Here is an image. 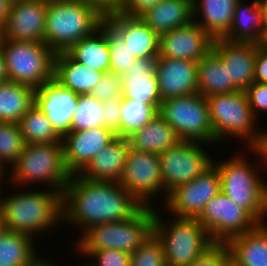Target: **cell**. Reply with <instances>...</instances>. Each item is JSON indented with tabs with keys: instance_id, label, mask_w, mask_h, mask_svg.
Segmentation results:
<instances>
[{
	"instance_id": "1",
	"label": "cell",
	"mask_w": 267,
	"mask_h": 266,
	"mask_svg": "<svg viewBox=\"0 0 267 266\" xmlns=\"http://www.w3.org/2000/svg\"><path fill=\"white\" fill-rule=\"evenodd\" d=\"M143 205L116 182L93 181L72 174L62 193V224L80 228L125 221Z\"/></svg>"
},
{
	"instance_id": "2",
	"label": "cell",
	"mask_w": 267,
	"mask_h": 266,
	"mask_svg": "<svg viewBox=\"0 0 267 266\" xmlns=\"http://www.w3.org/2000/svg\"><path fill=\"white\" fill-rule=\"evenodd\" d=\"M246 150L247 154L252 152L251 155H255L257 160L255 157L247 158L242 151V154L235 153L229 159L222 161L213 159V164L220 174L221 191L246 210L259 224H265L267 223V182L265 177L260 175L263 173L261 169L265 172L263 160L256 148Z\"/></svg>"
},
{
	"instance_id": "3",
	"label": "cell",
	"mask_w": 267,
	"mask_h": 266,
	"mask_svg": "<svg viewBox=\"0 0 267 266\" xmlns=\"http://www.w3.org/2000/svg\"><path fill=\"white\" fill-rule=\"evenodd\" d=\"M12 192L5 197L0 194L6 229L36 237L40 233L62 226V194L45 188ZM3 188H0L2 192ZM29 190V191H28ZM2 195V196H1ZM4 196V197H3ZM60 224V225H59ZM50 229V230H49Z\"/></svg>"
},
{
	"instance_id": "4",
	"label": "cell",
	"mask_w": 267,
	"mask_h": 266,
	"mask_svg": "<svg viewBox=\"0 0 267 266\" xmlns=\"http://www.w3.org/2000/svg\"><path fill=\"white\" fill-rule=\"evenodd\" d=\"M7 172L5 181L11 185L24 188L33 183H46L48 190L61 194L72 176L65 164L62 142L26 144Z\"/></svg>"
},
{
	"instance_id": "5",
	"label": "cell",
	"mask_w": 267,
	"mask_h": 266,
	"mask_svg": "<svg viewBox=\"0 0 267 266\" xmlns=\"http://www.w3.org/2000/svg\"><path fill=\"white\" fill-rule=\"evenodd\" d=\"M154 207L142 206L125 221L96 224L75 239V252L87 257L92 251L115 249L133 253L152 234ZM79 237V238H78Z\"/></svg>"
},
{
	"instance_id": "6",
	"label": "cell",
	"mask_w": 267,
	"mask_h": 266,
	"mask_svg": "<svg viewBox=\"0 0 267 266\" xmlns=\"http://www.w3.org/2000/svg\"><path fill=\"white\" fill-rule=\"evenodd\" d=\"M105 22L93 6L81 0L48 3L44 43L56 54L92 35Z\"/></svg>"
},
{
	"instance_id": "7",
	"label": "cell",
	"mask_w": 267,
	"mask_h": 266,
	"mask_svg": "<svg viewBox=\"0 0 267 266\" xmlns=\"http://www.w3.org/2000/svg\"><path fill=\"white\" fill-rule=\"evenodd\" d=\"M206 100L217 146L228 139L230 142V138L239 139L246 148L259 145L262 131L256 127L258 119L251 111L245 91L215 94L206 97Z\"/></svg>"
},
{
	"instance_id": "8",
	"label": "cell",
	"mask_w": 267,
	"mask_h": 266,
	"mask_svg": "<svg viewBox=\"0 0 267 266\" xmlns=\"http://www.w3.org/2000/svg\"><path fill=\"white\" fill-rule=\"evenodd\" d=\"M160 210L154 208L153 234L163 246L168 266H188L214 244L197 218L170 214L172 219L167 220Z\"/></svg>"
},
{
	"instance_id": "9",
	"label": "cell",
	"mask_w": 267,
	"mask_h": 266,
	"mask_svg": "<svg viewBox=\"0 0 267 266\" xmlns=\"http://www.w3.org/2000/svg\"><path fill=\"white\" fill-rule=\"evenodd\" d=\"M2 41L10 81L36 90L54 77L55 53L45 43L11 39Z\"/></svg>"
},
{
	"instance_id": "10",
	"label": "cell",
	"mask_w": 267,
	"mask_h": 266,
	"mask_svg": "<svg viewBox=\"0 0 267 266\" xmlns=\"http://www.w3.org/2000/svg\"><path fill=\"white\" fill-rule=\"evenodd\" d=\"M159 115L183 141L216 146L206 97L199 93L172 97L161 102Z\"/></svg>"
},
{
	"instance_id": "11",
	"label": "cell",
	"mask_w": 267,
	"mask_h": 266,
	"mask_svg": "<svg viewBox=\"0 0 267 266\" xmlns=\"http://www.w3.org/2000/svg\"><path fill=\"white\" fill-rule=\"evenodd\" d=\"M206 146L209 150V146L212 148L213 145L181 140L158 154L164 190L168 194L201 175L213 164L214 157L206 151Z\"/></svg>"
},
{
	"instance_id": "12",
	"label": "cell",
	"mask_w": 267,
	"mask_h": 266,
	"mask_svg": "<svg viewBox=\"0 0 267 266\" xmlns=\"http://www.w3.org/2000/svg\"><path fill=\"white\" fill-rule=\"evenodd\" d=\"M119 184L143 206L155 208L157 206L152 202L158 199L156 196L163 195L161 201L165 203L169 195L164 190L160 160L156 153L130 148Z\"/></svg>"
},
{
	"instance_id": "13",
	"label": "cell",
	"mask_w": 267,
	"mask_h": 266,
	"mask_svg": "<svg viewBox=\"0 0 267 266\" xmlns=\"http://www.w3.org/2000/svg\"><path fill=\"white\" fill-rule=\"evenodd\" d=\"M214 243H227L231 238L255 229L259 223L225 193L220 191L197 217Z\"/></svg>"
},
{
	"instance_id": "14",
	"label": "cell",
	"mask_w": 267,
	"mask_h": 266,
	"mask_svg": "<svg viewBox=\"0 0 267 266\" xmlns=\"http://www.w3.org/2000/svg\"><path fill=\"white\" fill-rule=\"evenodd\" d=\"M221 191L220 174L212 164L201 175L172 190L163 211L177 217L197 218L205 205Z\"/></svg>"
},
{
	"instance_id": "15",
	"label": "cell",
	"mask_w": 267,
	"mask_h": 266,
	"mask_svg": "<svg viewBox=\"0 0 267 266\" xmlns=\"http://www.w3.org/2000/svg\"><path fill=\"white\" fill-rule=\"evenodd\" d=\"M47 3L43 0H17L9 4L2 39L44 43Z\"/></svg>"
},
{
	"instance_id": "16",
	"label": "cell",
	"mask_w": 267,
	"mask_h": 266,
	"mask_svg": "<svg viewBox=\"0 0 267 266\" xmlns=\"http://www.w3.org/2000/svg\"><path fill=\"white\" fill-rule=\"evenodd\" d=\"M79 94L64 87L54 77L35 90L34 104L45 113L55 131L63 137L71 131Z\"/></svg>"
},
{
	"instance_id": "17",
	"label": "cell",
	"mask_w": 267,
	"mask_h": 266,
	"mask_svg": "<svg viewBox=\"0 0 267 266\" xmlns=\"http://www.w3.org/2000/svg\"><path fill=\"white\" fill-rule=\"evenodd\" d=\"M214 39L197 23L159 35L158 58L199 62L211 49Z\"/></svg>"
},
{
	"instance_id": "18",
	"label": "cell",
	"mask_w": 267,
	"mask_h": 266,
	"mask_svg": "<svg viewBox=\"0 0 267 266\" xmlns=\"http://www.w3.org/2000/svg\"><path fill=\"white\" fill-rule=\"evenodd\" d=\"M117 137L103 126L70 131L62 137L64 160L71 174L80 173L94 155Z\"/></svg>"
},
{
	"instance_id": "19",
	"label": "cell",
	"mask_w": 267,
	"mask_h": 266,
	"mask_svg": "<svg viewBox=\"0 0 267 266\" xmlns=\"http://www.w3.org/2000/svg\"><path fill=\"white\" fill-rule=\"evenodd\" d=\"M257 49L256 43L223 38L213 41L212 50L221 58L228 77L238 90L245 91L254 82Z\"/></svg>"
},
{
	"instance_id": "20",
	"label": "cell",
	"mask_w": 267,
	"mask_h": 266,
	"mask_svg": "<svg viewBox=\"0 0 267 266\" xmlns=\"http://www.w3.org/2000/svg\"><path fill=\"white\" fill-rule=\"evenodd\" d=\"M105 22L120 36L137 59L158 58L159 35L140 17L122 12L105 16Z\"/></svg>"
},
{
	"instance_id": "21",
	"label": "cell",
	"mask_w": 267,
	"mask_h": 266,
	"mask_svg": "<svg viewBox=\"0 0 267 266\" xmlns=\"http://www.w3.org/2000/svg\"><path fill=\"white\" fill-rule=\"evenodd\" d=\"M155 73L162 101L198 93V62L158 58Z\"/></svg>"
},
{
	"instance_id": "22",
	"label": "cell",
	"mask_w": 267,
	"mask_h": 266,
	"mask_svg": "<svg viewBox=\"0 0 267 266\" xmlns=\"http://www.w3.org/2000/svg\"><path fill=\"white\" fill-rule=\"evenodd\" d=\"M129 150L128 138L117 136L106 147L97 152L79 174L93 181L119 183Z\"/></svg>"
},
{
	"instance_id": "23",
	"label": "cell",
	"mask_w": 267,
	"mask_h": 266,
	"mask_svg": "<svg viewBox=\"0 0 267 266\" xmlns=\"http://www.w3.org/2000/svg\"><path fill=\"white\" fill-rule=\"evenodd\" d=\"M158 58L136 59L122 75L123 97L146 104H161L155 73Z\"/></svg>"
},
{
	"instance_id": "24",
	"label": "cell",
	"mask_w": 267,
	"mask_h": 266,
	"mask_svg": "<svg viewBox=\"0 0 267 266\" xmlns=\"http://www.w3.org/2000/svg\"><path fill=\"white\" fill-rule=\"evenodd\" d=\"M238 0H192L193 21L214 40L223 38L233 21Z\"/></svg>"
},
{
	"instance_id": "25",
	"label": "cell",
	"mask_w": 267,
	"mask_h": 266,
	"mask_svg": "<svg viewBox=\"0 0 267 266\" xmlns=\"http://www.w3.org/2000/svg\"><path fill=\"white\" fill-rule=\"evenodd\" d=\"M103 74L75 61L66 51L55 54L54 78L76 94H90Z\"/></svg>"
},
{
	"instance_id": "26",
	"label": "cell",
	"mask_w": 267,
	"mask_h": 266,
	"mask_svg": "<svg viewBox=\"0 0 267 266\" xmlns=\"http://www.w3.org/2000/svg\"><path fill=\"white\" fill-rule=\"evenodd\" d=\"M226 244L235 266H267V223L231 238Z\"/></svg>"
},
{
	"instance_id": "27",
	"label": "cell",
	"mask_w": 267,
	"mask_h": 266,
	"mask_svg": "<svg viewBox=\"0 0 267 266\" xmlns=\"http://www.w3.org/2000/svg\"><path fill=\"white\" fill-rule=\"evenodd\" d=\"M140 18L158 35L193 21L192 0H162Z\"/></svg>"
},
{
	"instance_id": "28",
	"label": "cell",
	"mask_w": 267,
	"mask_h": 266,
	"mask_svg": "<svg viewBox=\"0 0 267 266\" xmlns=\"http://www.w3.org/2000/svg\"><path fill=\"white\" fill-rule=\"evenodd\" d=\"M75 61L103 73L110 72V51L106 22L92 35L82 38L66 51Z\"/></svg>"
},
{
	"instance_id": "29",
	"label": "cell",
	"mask_w": 267,
	"mask_h": 266,
	"mask_svg": "<svg viewBox=\"0 0 267 266\" xmlns=\"http://www.w3.org/2000/svg\"><path fill=\"white\" fill-rule=\"evenodd\" d=\"M130 148L160 154L179 141L173 128L158 114L144 127L128 137Z\"/></svg>"
},
{
	"instance_id": "30",
	"label": "cell",
	"mask_w": 267,
	"mask_h": 266,
	"mask_svg": "<svg viewBox=\"0 0 267 266\" xmlns=\"http://www.w3.org/2000/svg\"><path fill=\"white\" fill-rule=\"evenodd\" d=\"M238 0L235 6L233 21L228 33L223 37L232 42L256 43L263 27V10L260 0Z\"/></svg>"
},
{
	"instance_id": "31",
	"label": "cell",
	"mask_w": 267,
	"mask_h": 266,
	"mask_svg": "<svg viewBox=\"0 0 267 266\" xmlns=\"http://www.w3.org/2000/svg\"><path fill=\"white\" fill-rule=\"evenodd\" d=\"M198 93L204 97L236 92L221 58L211 49L198 62Z\"/></svg>"
},
{
	"instance_id": "32",
	"label": "cell",
	"mask_w": 267,
	"mask_h": 266,
	"mask_svg": "<svg viewBox=\"0 0 267 266\" xmlns=\"http://www.w3.org/2000/svg\"><path fill=\"white\" fill-rule=\"evenodd\" d=\"M37 238L6 230L0 237V266H31L41 256L35 247Z\"/></svg>"
},
{
	"instance_id": "33",
	"label": "cell",
	"mask_w": 267,
	"mask_h": 266,
	"mask_svg": "<svg viewBox=\"0 0 267 266\" xmlns=\"http://www.w3.org/2000/svg\"><path fill=\"white\" fill-rule=\"evenodd\" d=\"M35 90L9 81L0 84V122H16L34 105Z\"/></svg>"
},
{
	"instance_id": "34",
	"label": "cell",
	"mask_w": 267,
	"mask_h": 266,
	"mask_svg": "<svg viewBox=\"0 0 267 266\" xmlns=\"http://www.w3.org/2000/svg\"><path fill=\"white\" fill-rule=\"evenodd\" d=\"M19 125L26 144L62 142V137L55 131L45 113L35 104L19 121Z\"/></svg>"
},
{
	"instance_id": "35",
	"label": "cell",
	"mask_w": 267,
	"mask_h": 266,
	"mask_svg": "<svg viewBox=\"0 0 267 266\" xmlns=\"http://www.w3.org/2000/svg\"><path fill=\"white\" fill-rule=\"evenodd\" d=\"M161 104H146L124 98L121 105L120 137L128 138L159 114Z\"/></svg>"
},
{
	"instance_id": "36",
	"label": "cell",
	"mask_w": 267,
	"mask_h": 266,
	"mask_svg": "<svg viewBox=\"0 0 267 266\" xmlns=\"http://www.w3.org/2000/svg\"><path fill=\"white\" fill-rule=\"evenodd\" d=\"M25 146L19 123L0 122V168L5 174L7 168L17 161Z\"/></svg>"
},
{
	"instance_id": "37",
	"label": "cell",
	"mask_w": 267,
	"mask_h": 266,
	"mask_svg": "<svg viewBox=\"0 0 267 266\" xmlns=\"http://www.w3.org/2000/svg\"><path fill=\"white\" fill-rule=\"evenodd\" d=\"M102 102L90 94L79 95L76 112L71 123V131H80L103 126Z\"/></svg>"
},
{
	"instance_id": "38",
	"label": "cell",
	"mask_w": 267,
	"mask_h": 266,
	"mask_svg": "<svg viewBox=\"0 0 267 266\" xmlns=\"http://www.w3.org/2000/svg\"><path fill=\"white\" fill-rule=\"evenodd\" d=\"M106 36L110 51V72L119 75L127 73L137 59L120 36L106 23Z\"/></svg>"
},
{
	"instance_id": "39",
	"label": "cell",
	"mask_w": 267,
	"mask_h": 266,
	"mask_svg": "<svg viewBox=\"0 0 267 266\" xmlns=\"http://www.w3.org/2000/svg\"><path fill=\"white\" fill-rule=\"evenodd\" d=\"M163 246L152 234L130 256V266H166Z\"/></svg>"
},
{
	"instance_id": "40",
	"label": "cell",
	"mask_w": 267,
	"mask_h": 266,
	"mask_svg": "<svg viewBox=\"0 0 267 266\" xmlns=\"http://www.w3.org/2000/svg\"><path fill=\"white\" fill-rule=\"evenodd\" d=\"M90 95L101 102L112 97H123L122 75L104 73L99 83L91 90Z\"/></svg>"
},
{
	"instance_id": "41",
	"label": "cell",
	"mask_w": 267,
	"mask_h": 266,
	"mask_svg": "<svg viewBox=\"0 0 267 266\" xmlns=\"http://www.w3.org/2000/svg\"><path fill=\"white\" fill-rule=\"evenodd\" d=\"M231 255L226 243H214L188 266H227Z\"/></svg>"
},
{
	"instance_id": "42",
	"label": "cell",
	"mask_w": 267,
	"mask_h": 266,
	"mask_svg": "<svg viewBox=\"0 0 267 266\" xmlns=\"http://www.w3.org/2000/svg\"><path fill=\"white\" fill-rule=\"evenodd\" d=\"M130 256L129 252L103 249L92 251L86 258H92L93 263L88 262L90 266H130Z\"/></svg>"
},
{
	"instance_id": "43",
	"label": "cell",
	"mask_w": 267,
	"mask_h": 266,
	"mask_svg": "<svg viewBox=\"0 0 267 266\" xmlns=\"http://www.w3.org/2000/svg\"><path fill=\"white\" fill-rule=\"evenodd\" d=\"M122 102L123 97H112L102 102L104 114L103 127L111 130L118 137H120V109Z\"/></svg>"
},
{
	"instance_id": "44",
	"label": "cell",
	"mask_w": 267,
	"mask_h": 266,
	"mask_svg": "<svg viewBox=\"0 0 267 266\" xmlns=\"http://www.w3.org/2000/svg\"><path fill=\"white\" fill-rule=\"evenodd\" d=\"M251 111L256 119H259L260 113H267V83L253 82L245 90ZM260 112V113H259Z\"/></svg>"
},
{
	"instance_id": "45",
	"label": "cell",
	"mask_w": 267,
	"mask_h": 266,
	"mask_svg": "<svg viewBox=\"0 0 267 266\" xmlns=\"http://www.w3.org/2000/svg\"><path fill=\"white\" fill-rule=\"evenodd\" d=\"M162 0H125L120 12L131 17H140Z\"/></svg>"
},
{
	"instance_id": "46",
	"label": "cell",
	"mask_w": 267,
	"mask_h": 266,
	"mask_svg": "<svg viewBox=\"0 0 267 266\" xmlns=\"http://www.w3.org/2000/svg\"><path fill=\"white\" fill-rule=\"evenodd\" d=\"M96 8L104 17L121 11L125 0H81Z\"/></svg>"
},
{
	"instance_id": "47",
	"label": "cell",
	"mask_w": 267,
	"mask_h": 266,
	"mask_svg": "<svg viewBox=\"0 0 267 266\" xmlns=\"http://www.w3.org/2000/svg\"><path fill=\"white\" fill-rule=\"evenodd\" d=\"M254 81L267 83V51L257 49L254 68Z\"/></svg>"
},
{
	"instance_id": "48",
	"label": "cell",
	"mask_w": 267,
	"mask_h": 266,
	"mask_svg": "<svg viewBox=\"0 0 267 266\" xmlns=\"http://www.w3.org/2000/svg\"><path fill=\"white\" fill-rule=\"evenodd\" d=\"M256 149L260 152L264 168L267 171V129L265 128L262 130L261 140Z\"/></svg>"
},
{
	"instance_id": "49",
	"label": "cell",
	"mask_w": 267,
	"mask_h": 266,
	"mask_svg": "<svg viewBox=\"0 0 267 266\" xmlns=\"http://www.w3.org/2000/svg\"><path fill=\"white\" fill-rule=\"evenodd\" d=\"M9 81L10 80L7 74L6 63L3 54V41L0 37V84L7 83Z\"/></svg>"
},
{
	"instance_id": "50",
	"label": "cell",
	"mask_w": 267,
	"mask_h": 266,
	"mask_svg": "<svg viewBox=\"0 0 267 266\" xmlns=\"http://www.w3.org/2000/svg\"><path fill=\"white\" fill-rule=\"evenodd\" d=\"M9 4L10 2L8 0H0V30L6 23Z\"/></svg>"
},
{
	"instance_id": "51",
	"label": "cell",
	"mask_w": 267,
	"mask_h": 266,
	"mask_svg": "<svg viewBox=\"0 0 267 266\" xmlns=\"http://www.w3.org/2000/svg\"><path fill=\"white\" fill-rule=\"evenodd\" d=\"M258 48L267 51V26H263L258 41L256 42Z\"/></svg>"
},
{
	"instance_id": "52",
	"label": "cell",
	"mask_w": 267,
	"mask_h": 266,
	"mask_svg": "<svg viewBox=\"0 0 267 266\" xmlns=\"http://www.w3.org/2000/svg\"><path fill=\"white\" fill-rule=\"evenodd\" d=\"M31 266H62L58 265L56 262L50 261L48 257L45 259V256H41L33 265Z\"/></svg>"
},
{
	"instance_id": "53",
	"label": "cell",
	"mask_w": 267,
	"mask_h": 266,
	"mask_svg": "<svg viewBox=\"0 0 267 266\" xmlns=\"http://www.w3.org/2000/svg\"><path fill=\"white\" fill-rule=\"evenodd\" d=\"M260 5L263 10V26H267V0H260Z\"/></svg>"
},
{
	"instance_id": "54",
	"label": "cell",
	"mask_w": 267,
	"mask_h": 266,
	"mask_svg": "<svg viewBox=\"0 0 267 266\" xmlns=\"http://www.w3.org/2000/svg\"><path fill=\"white\" fill-rule=\"evenodd\" d=\"M6 225H5V220H4V215L3 211L0 206V237L5 233L6 231Z\"/></svg>"
},
{
	"instance_id": "55",
	"label": "cell",
	"mask_w": 267,
	"mask_h": 266,
	"mask_svg": "<svg viewBox=\"0 0 267 266\" xmlns=\"http://www.w3.org/2000/svg\"><path fill=\"white\" fill-rule=\"evenodd\" d=\"M5 173L1 170V168H0V188L1 187H4V186H2L3 184L5 185V184H7V183H4L5 182ZM3 182V183H2Z\"/></svg>"
},
{
	"instance_id": "56",
	"label": "cell",
	"mask_w": 267,
	"mask_h": 266,
	"mask_svg": "<svg viewBox=\"0 0 267 266\" xmlns=\"http://www.w3.org/2000/svg\"><path fill=\"white\" fill-rule=\"evenodd\" d=\"M43 1H45L48 4V3H58V2L75 1V0H43Z\"/></svg>"
},
{
	"instance_id": "57",
	"label": "cell",
	"mask_w": 267,
	"mask_h": 266,
	"mask_svg": "<svg viewBox=\"0 0 267 266\" xmlns=\"http://www.w3.org/2000/svg\"><path fill=\"white\" fill-rule=\"evenodd\" d=\"M80 266H90V265L88 264V261H87V263H85L84 265H80Z\"/></svg>"
},
{
	"instance_id": "58",
	"label": "cell",
	"mask_w": 267,
	"mask_h": 266,
	"mask_svg": "<svg viewBox=\"0 0 267 266\" xmlns=\"http://www.w3.org/2000/svg\"><path fill=\"white\" fill-rule=\"evenodd\" d=\"M227 266H235L232 262H230Z\"/></svg>"
}]
</instances>
